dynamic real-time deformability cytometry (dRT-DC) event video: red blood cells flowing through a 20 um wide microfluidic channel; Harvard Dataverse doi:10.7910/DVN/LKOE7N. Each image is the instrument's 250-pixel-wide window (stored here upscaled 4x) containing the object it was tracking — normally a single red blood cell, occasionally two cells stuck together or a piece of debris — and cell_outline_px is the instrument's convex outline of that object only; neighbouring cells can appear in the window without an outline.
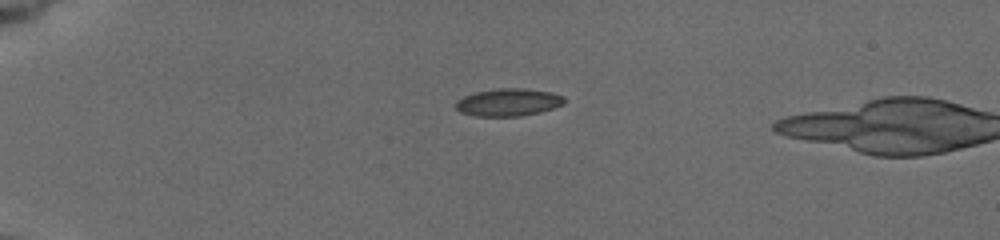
{"species": "common noctule bat (a hibernating species)", "species_latin": "Nyctalus noctula", "temperature_condition": "cold", "stored_images_in_passage": 37, "camera_frame_rate_fps": 3000, "um_per_image_px": 0.085, "animal": {"sex": "female", "body_mass_g": 19.5, "forearm_length_mm": 54.1}, "frame": {"image": 1, "passage_image": 1, "time_ms": 0.0, "image_size_px": [1000, 240], "cell_outline_px": [[564, 104], [540, 112], [520, 116], [476, 116], [460, 112], [456, 108], [456, 100], [464, 96], [476, 92], [500, 88], [524, 88], [548, 92], [564, 96]], "centroid_in_image_um": [43.19, 8.7], "position_along_channel_um": 41.8, "area_um2": 17.28}}
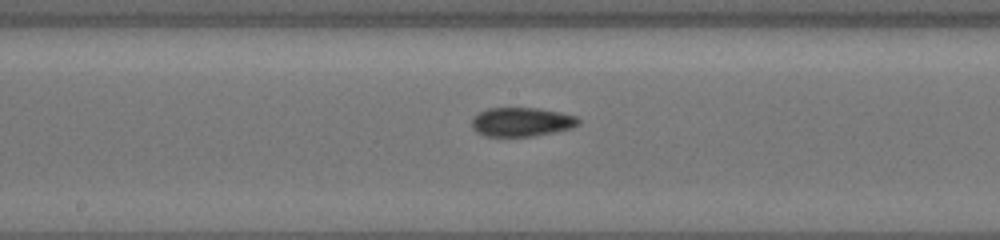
{"frame": {"image": 2, "passage_image": 24, "time_ms": 5.667, "image_size_px": [1000, 240], "cell_outline_px": [[580, 124], [572, 128], [532, 136], [484, 136], [476, 132], [472, 128], [472, 120], [480, 112], [488, 108], [540, 108], [560, 112], [576, 116], [580, 120]], "centroid_in_image_um": [44.35, 10.36], "position_along_channel_um": 203.9, "area_um2": 17.98}}
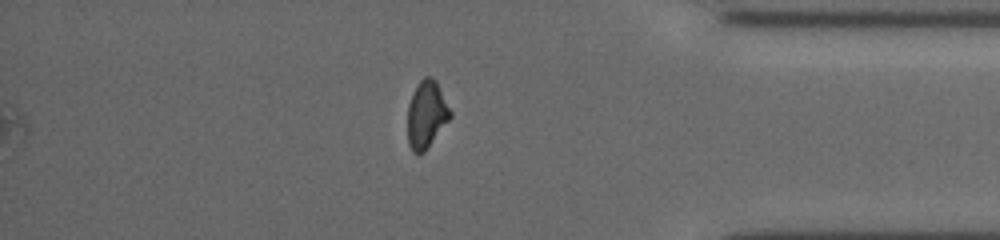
{"frame": {"image": 3, "passage_image": 37, "time_ms": 11.333, "image_size_px": [1000, 240], "cell_outline_px": [[452, 116], [424, 152], [412, 152], [408, 144], [408, 104], [412, 92], [416, 84], [424, 76], [432, 76], [436, 80], [452, 112]], "centroid_in_image_um": [36.25, 9.69], "position_along_channel_um": 399.0, "area_um2": 16.82}, "authors_computed_cell_mechanics": {"area_um2": 17.4556, "velocity_mm_per_s": 3.7825, "shape_relaxation_time_tau1_ms": null, "shape_relaxation_time_tau2_ms": 1.8325, "deformation_change_tau1": null, "deformation_change_tau2": 0.0635}}